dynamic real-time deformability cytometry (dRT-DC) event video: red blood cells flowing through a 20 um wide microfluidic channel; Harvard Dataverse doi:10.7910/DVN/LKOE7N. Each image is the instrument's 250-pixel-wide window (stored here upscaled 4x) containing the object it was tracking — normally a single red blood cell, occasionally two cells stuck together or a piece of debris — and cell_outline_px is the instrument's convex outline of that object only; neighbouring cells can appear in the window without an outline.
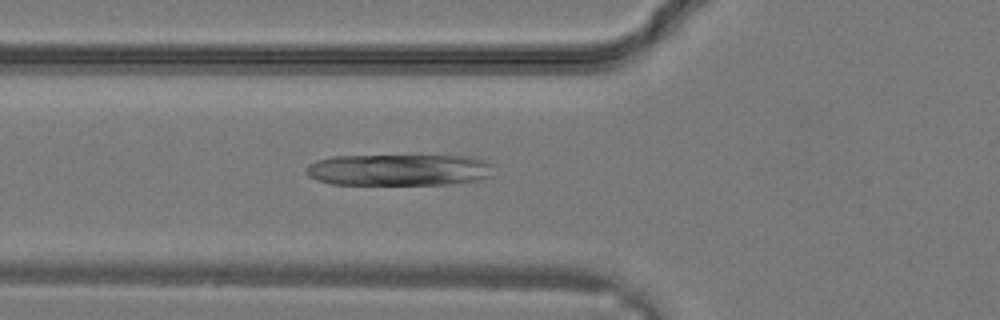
{"species": "common noctule bat (a hibernating species)", "species_latin": "Nyctalus noctula", "temperature_condition": "warm", "stored_images_in_passage": 16, "camera_frame_rate_fps": 3000, "um_per_image_px": 0.085, "animal": {"sex": "male", "body_mass_g": 19.2, "forearm_length_mm": 51.8}, "frame": {"image": 1, "passage_image": 12, "time_ms": 3.667, "image_size_px": [1000, 320], "cell_outline_px": [[492, 176], [480, 180], [448, 184], [332, 184], [316, 180], [308, 176], [304, 172], [304, 168], [308, 164], [316, 160], [332, 156], [472, 156], [484, 160], [492, 164]], "centroid_in_image_um": [33.89, 14.44], "position_along_channel_um": 91.9, "area_um2": 34.8}}
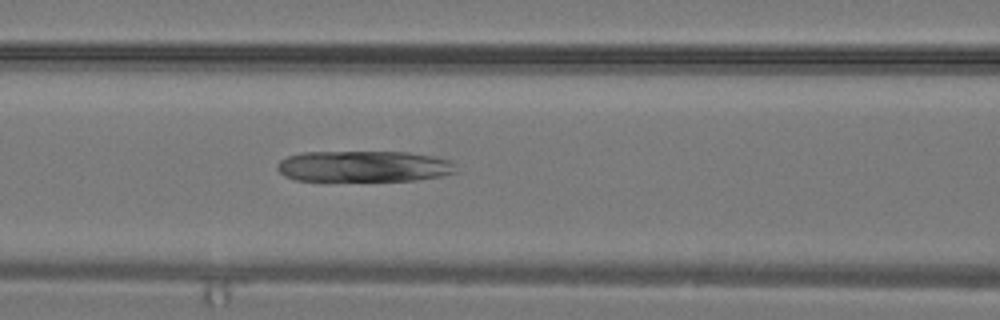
{"frame": {"image": 2, "passage_image": 14, "time_ms": 4.333, "image_size_px": [1000, 320], "cell_outline_px": [[456, 172], [440, 176], [416, 180], [296, 180], [284, 176], [276, 168], [276, 164], [280, 160], [288, 156], [300, 152], [408, 152], [436, 156], [452, 160]], "centroid_in_image_um": [30.91, 14.12], "position_along_channel_um": 135.7, "area_um2": 32.43}}
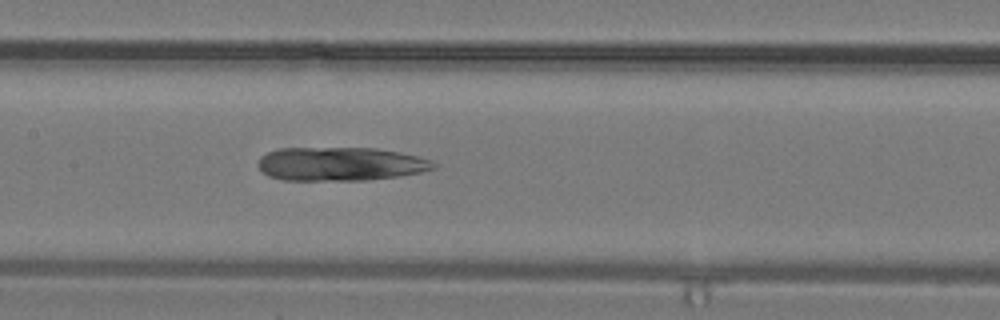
{"frame": {"image": 3, "passage_image": 16, "time_ms": 5.0, "image_size_px": [1000, 320], "cell_outline_px": [[436, 168], [420, 172], [400, 176], [364, 180], [284, 180], [268, 176], [256, 164], [260, 156], [268, 152], [280, 148], [376, 148], [400, 152], [420, 156], [432, 160], [436, 164]], "centroid_in_image_um": [28.95, 13.93], "position_along_channel_um": 178.5, "area_um2": 34.62}}